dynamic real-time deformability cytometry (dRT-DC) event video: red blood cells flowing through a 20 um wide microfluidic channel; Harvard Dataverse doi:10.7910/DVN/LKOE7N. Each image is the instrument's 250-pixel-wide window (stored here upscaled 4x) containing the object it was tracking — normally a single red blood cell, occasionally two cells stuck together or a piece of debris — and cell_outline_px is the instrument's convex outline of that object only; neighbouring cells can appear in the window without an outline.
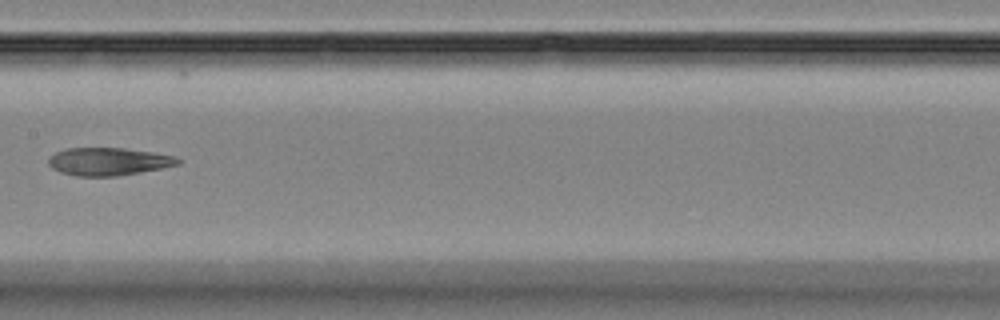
{"species": "Egyptian fruit bat (a non-hibernating species)", "species_latin": "Rousettus aegyptiacus", "temperature_condition": "room temperature", "stored_images_in_passage": 7, "camera_frame_rate_fps": 3000, "um_per_image_px": 0.085, "animal": {"sex": "female"}, "frame": {"image": 1, "passage_image": 7, "time_ms": 7.0, "image_size_px": [1000, 320], "cell_outline_px": [[180, 164], [140, 172], [116, 176], [76, 176], [60, 172], [52, 168], [48, 164], [48, 156], [56, 152], [68, 148], [124, 148], [152, 152], [172, 156], [180, 160]], "centroid_in_image_um": [9.16, 13.73], "position_along_channel_um": 198.2, "area_um2": 20.81}}